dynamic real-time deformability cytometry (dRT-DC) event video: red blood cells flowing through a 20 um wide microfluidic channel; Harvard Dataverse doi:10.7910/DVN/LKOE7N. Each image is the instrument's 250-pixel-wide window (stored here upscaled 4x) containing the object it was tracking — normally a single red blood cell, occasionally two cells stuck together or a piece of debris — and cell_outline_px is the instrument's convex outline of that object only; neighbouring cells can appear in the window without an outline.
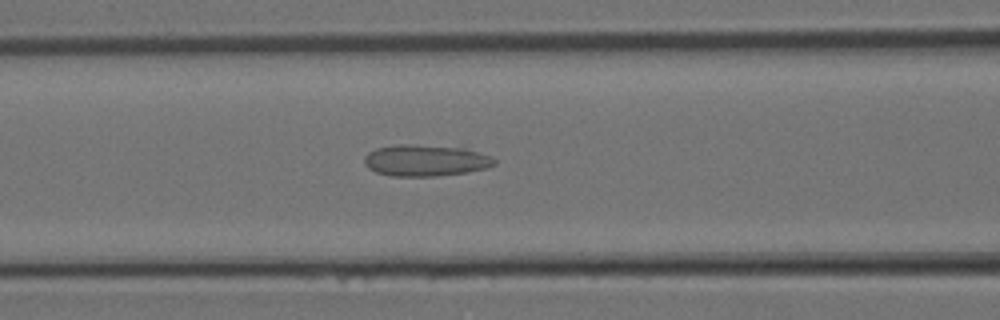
{"species": "Egyptian fruit bat (a non-hibernating species)", "species_latin": "Rousettus aegyptiacus", "temperature_condition": "room temperature", "stored_images_in_passage": 15, "camera_frame_rate_fps": 3000, "um_per_image_px": 0.085, "animal": {"sex": "female"}, "frame": {"image": 1, "passage_image": 11, "time_ms": 3.333, "image_size_px": [1000, 320], "cell_outline_px": [[496, 164], [488, 168], [468, 172], [436, 176], [392, 176], [376, 172], [368, 168], [364, 164], [364, 156], [368, 152], [376, 148], [400, 144], [408, 144], [464, 148], [492, 156], [496, 160]], "centroid_in_image_um": [36.17, 13.64], "position_along_channel_um": 130.4, "area_um2": 23.93}}
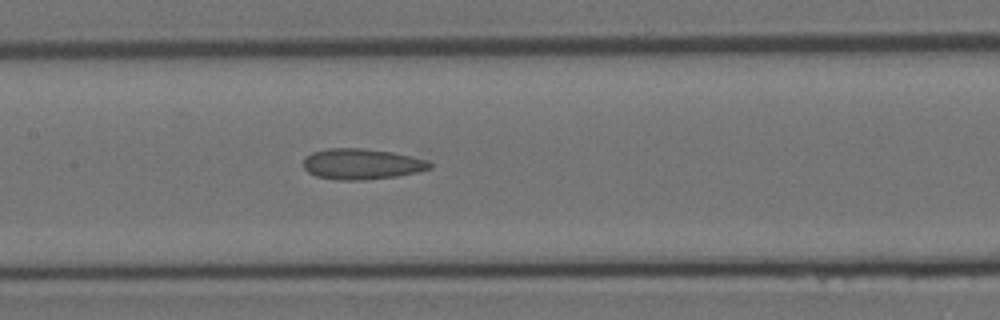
{"frame": {"image": 2, "passage_image": 13, "time_ms": 4.0, "image_size_px": [1000, 320], "cell_outline_px": [[432, 168], [416, 172], [396, 176], [364, 180], [336, 180], [316, 176], [308, 172], [304, 168], [304, 160], [312, 152], [328, 148], [364, 148], [392, 152], [428, 160], [432, 164]], "centroid_in_image_um": [30.75, 13.94], "position_along_channel_um": 176.7, "area_um2": 22.6}}
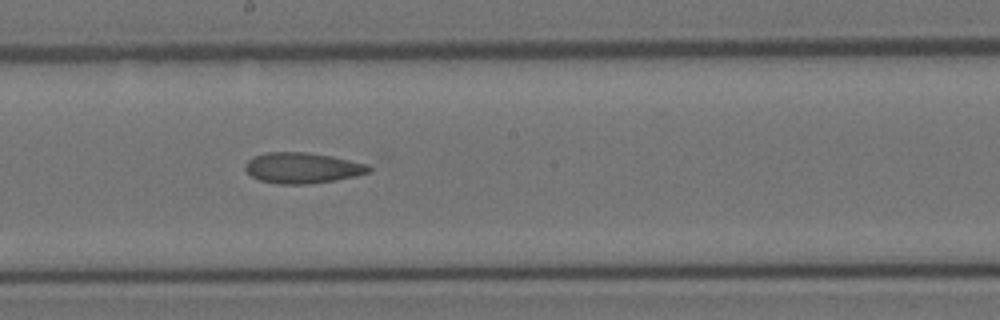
{"frame": {"image": 3, "passage_image": 15, "time_ms": 4.667, "image_size_px": [1000, 320], "cell_outline_px": [[372, 172], [356, 176], [336, 180], [308, 184], [280, 184], [260, 180], [252, 176], [244, 168], [244, 164], [252, 156], [268, 152], [304, 152], [332, 156], [368, 164], [372, 168]], "centroid_in_image_um": [25.72, 14.27], "position_along_channel_um": 222.5, "area_um2": 22.25}}